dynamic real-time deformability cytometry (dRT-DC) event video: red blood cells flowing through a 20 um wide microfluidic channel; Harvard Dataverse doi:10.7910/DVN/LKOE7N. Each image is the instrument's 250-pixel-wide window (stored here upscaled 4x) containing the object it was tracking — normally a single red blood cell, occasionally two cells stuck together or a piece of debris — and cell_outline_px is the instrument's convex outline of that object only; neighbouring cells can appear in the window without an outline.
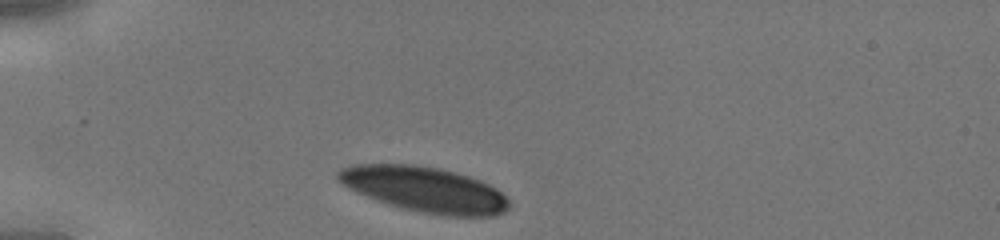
{"species": "human", "species_latin": "Homo sapiens", "temperature_condition": "cold", "stored_images_in_passage": 26, "camera_frame_rate_fps": 3000, "um_per_image_px": 0.085, "donor": {"sex": "male"}, "frame": {"image": 1, "passage_image": 1, "time_ms": 0.0, "image_size_px": [1000, 240], "cell_outline_px": [[512, 204], [504, 212], [492, 216], [448, 216], [424, 212], [404, 208], [388, 204], [356, 192], [348, 188], [336, 180], [336, 172], [340, 168], [352, 164], [412, 164], [440, 168], [468, 176], [480, 180], [496, 188]], "centroid_in_image_um": [36.06, 16.08], "position_along_channel_um": 48.9, "area_um2": 45.08}}
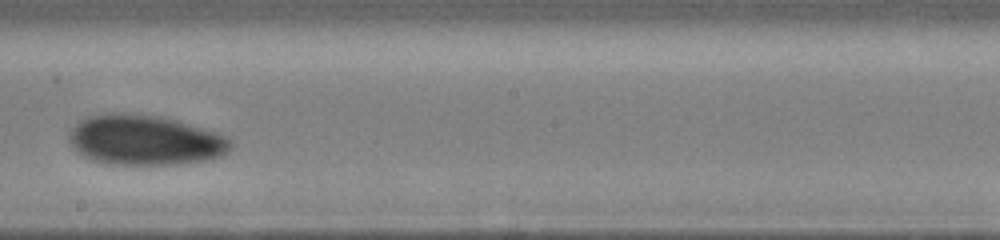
{"frame": {"image": 2, "passage_image": 15, "time_ms": 4.667, "image_size_px": [1000, 240], "cell_outline_px": [[232, 148], [228, 152], [212, 160], [180, 164], [112, 164], [88, 160], [76, 152], [68, 140], [68, 136], [72, 128], [80, 120], [88, 116], [108, 112], [124, 112], [160, 116], [176, 120], [204, 128], [228, 136], [232, 140]], "centroid_in_image_um": [12.32, 11.91], "position_along_channel_um": 235.9, "area_um2": 47.97}}
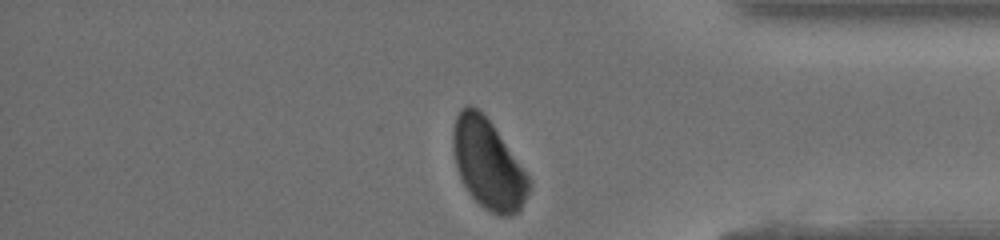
{"frame": {"image": 3, "passage_image": 26, "time_ms": 8.333, "image_size_px": [1000, 240], "cell_outline_px": [[532, 184], [520, 208], [516, 212], [508, 216], [500, 216], [484, 208], [468, 192], [456, 168], [452, 148], [452, 132], [456, 116], [460, 108], [464, 104], [472, 104], [492, 124], [532, 180]], "centroid_in_image_um": [41.46, 13.93], "position_along_channel_um": 393.7, "area_um2": 39.42}}